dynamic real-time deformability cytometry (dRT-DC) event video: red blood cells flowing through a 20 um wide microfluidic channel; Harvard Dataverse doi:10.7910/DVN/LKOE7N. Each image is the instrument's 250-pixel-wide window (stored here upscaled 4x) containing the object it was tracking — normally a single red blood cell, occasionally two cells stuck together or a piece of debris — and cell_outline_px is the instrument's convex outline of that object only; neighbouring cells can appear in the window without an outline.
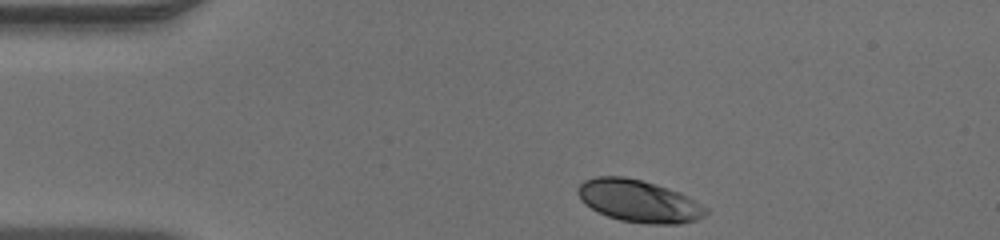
{"species": "human", "species_latin": "Homo sapiens", "temperature_condition": "warm", "stored_images_in_passage": 34, "camera_frame_rate_fps": 3000, "um_per_image_px": 0.085, "donor": {"sex": "male"}, "frame": {"image": 1, "passage_image": 1, "time_ms": 0.0, "image_size_px": [1000, 240], "cell_outline_px": [[708, 212], [704, 216], [696, 220], [680, 224], [652, 224], [620, 220], [608, 216], [584, 204], [580, 200], [576, 192], [576, 188], [584, 180], [596, 176], [624, 176], [656, 184], [680, 192], [688, 196], [708, 208]], "centroid_in_image_um": [54.29, 17.08], "position_along_channel_um": 30.7, "area_um2": 31.62}}
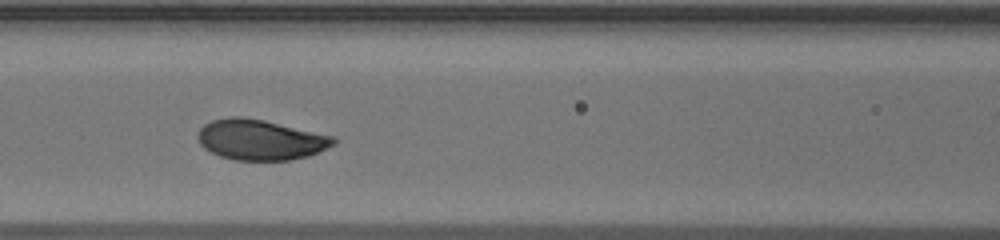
{"frame": {"image": 2, "passage_image": 13, "time_ms": 4.0, "image_size_px": [1000, 240], "cell_outline_px": [[336, 144], [308, 156], [292, 160], [232, 160], [220, 156], [204, 148], [200, 144], [196, 136], [200, 128], [204, 124], [212, 120], [232, 116], [240, 116], [264, 120], [336, 136]], "centroid_in_image_um": [22.14, 11.87], "position_along_channel_um": 144.5, "area_um2": 32.19}}
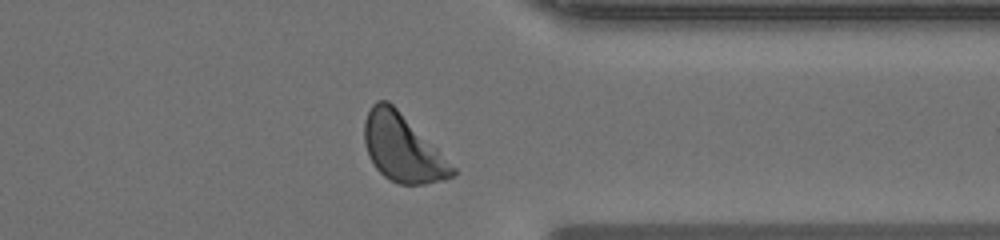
{"frame": {"image": 3, "passage_image": 30, "time_ms": 9.667, "image_size_px": [1000, 240], "cell_outline_px": [[456, 176], [444, 180], [424, 184], [400, 184], [384, 176], [376, 168], [368, 156], [364, 144], [364, 120], [372, 104], [376, 100], [388, 100], [456, 168]], "centroid_in_image_um": [34.19, 12.6], "position_along_channel_um": 377.2, "area_um2": 34.16}}